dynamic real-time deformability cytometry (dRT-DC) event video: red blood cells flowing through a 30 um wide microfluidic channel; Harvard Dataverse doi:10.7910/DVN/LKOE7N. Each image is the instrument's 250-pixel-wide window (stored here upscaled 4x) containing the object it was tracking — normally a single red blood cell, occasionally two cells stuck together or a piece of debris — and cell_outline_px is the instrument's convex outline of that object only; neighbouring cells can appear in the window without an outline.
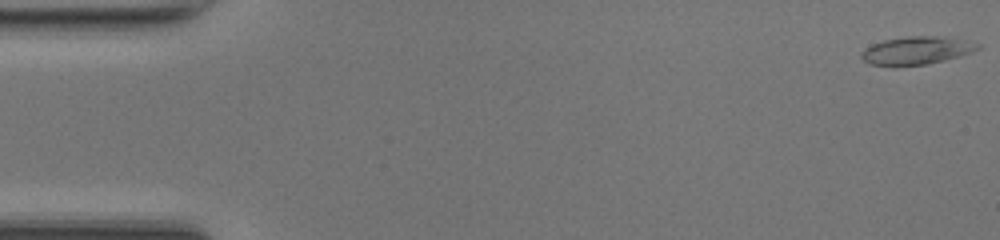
{"species": "common noctule bat (a hibernating species)", "species_latin": "Nyctalus noctula", "temperature_condition": "room temperature", "stored_images_in_passage": 11, "camera_frame_rate_fps": 3000, "um_per_image_px": 0.085, "animal": {"sex": "female", "body_mass_g": 17.0, "forearm_length_mm": 48.0}, "frame": {"image": 1, "passage_image": 1, "time_ms": 0.0, "image_size_px": [1000, 240], "cell_outline_px": [[980, 48], [972, 52], [944, 60], [924, 64], [892, 68], [872, 64], [864, 60], [860, 56], [860, 52], [872, 44], [884, 40], [908, 36], [936, 36], [980, 44]], "centroid_in_image_um": [77.81, 4.32], "position_along_channel_um": 7.2, "area_um2": 18.84}}